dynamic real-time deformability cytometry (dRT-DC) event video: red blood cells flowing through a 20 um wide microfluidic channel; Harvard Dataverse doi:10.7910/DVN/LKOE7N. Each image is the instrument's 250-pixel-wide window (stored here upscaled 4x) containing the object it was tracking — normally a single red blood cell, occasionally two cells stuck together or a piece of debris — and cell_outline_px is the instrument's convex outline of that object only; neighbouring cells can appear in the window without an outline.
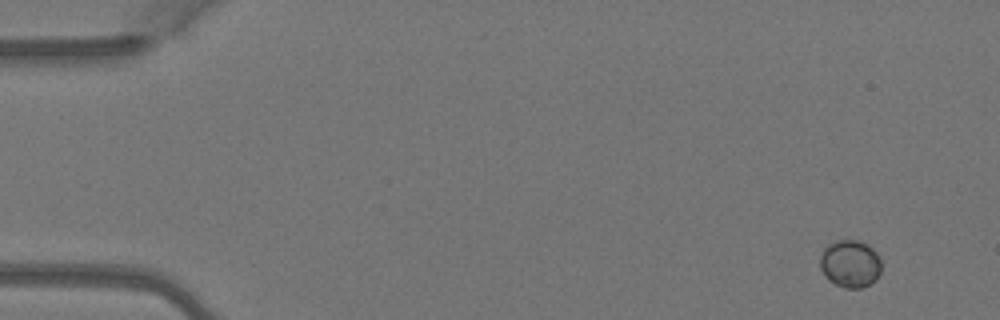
{"species": "Egyptian fruit bat (a non-hibernating species)", "species_latin": "Rousettus aegyptiacus", "temperature_condition": "warm", "stored_images_in_passage": 4, "camera_frame_rate_fps": 3000, "um_per_image_px": 0.085, "animal": {"sex": "female"}, "frame": {"image": 1, "passage_image": 1, "time_ms": 0.0, "image_size_px": [1000, 320], "cell_outline_px": [[880, 272], [876, 280], [860, 288], [844, 288], [828, 280], [824, 276], [820, 268], [820, 256], [824, 248], [828, 244], [836, 240], [860, 240], [868, 244], [876, 252], [880, 260]], "centroid_in_image_um": [72.25, 22.4], "position_along_channel_um": 12.8, "area_um2": 17.11}}
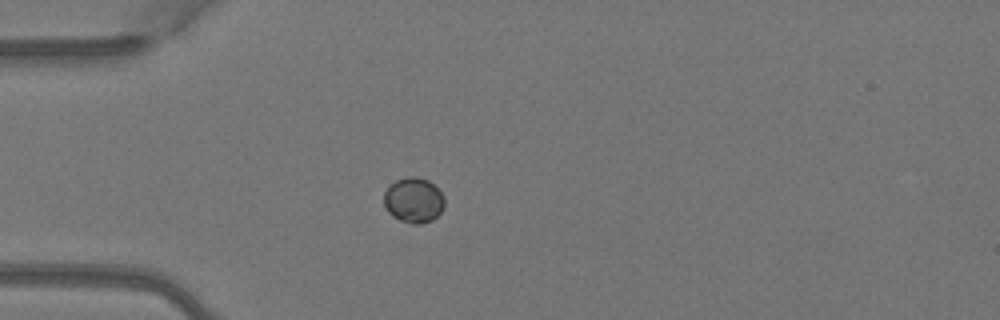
{"frame": {"image": 2, "passage_image": 4, "time_ms": 1.0, "image_size_px": [1000, 320], "cell_outline_px": [[444, 208], [432, 220], [420, 224], [412, 224], [400, 220], [392, 216], [388, 212], [384, 204], [384, 192], [396, 180], [408, 176], [416, 176], [428, 180], [444, 196]], "centroid_in_image_um": [35.15, 17.02], "position_along_channel_um": 49.8, "area_um2": 15.9}}